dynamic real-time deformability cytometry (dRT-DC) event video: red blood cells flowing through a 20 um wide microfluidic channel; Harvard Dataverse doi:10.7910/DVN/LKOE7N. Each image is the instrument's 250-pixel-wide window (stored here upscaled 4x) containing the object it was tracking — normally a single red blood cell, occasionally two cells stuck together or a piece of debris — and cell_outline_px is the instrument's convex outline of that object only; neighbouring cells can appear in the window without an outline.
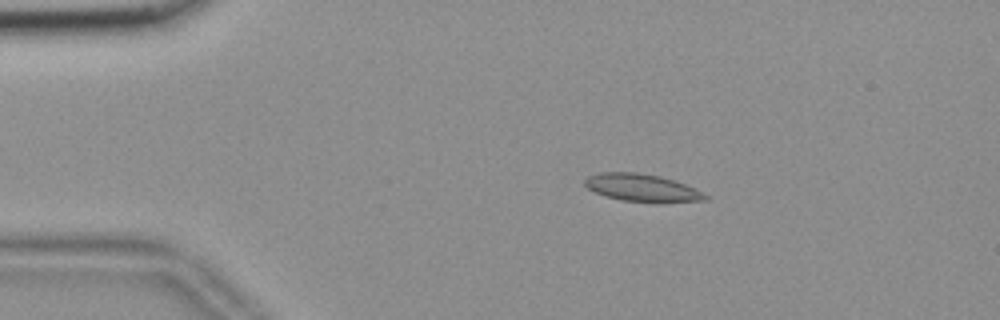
{"species": "common noctule bat (a hibernating species)", "species_latin": "Nyctalus noctula", "temperature_condition": "room temperature", "stored_images_in_passage": 51, "camera_frame_rate_fps": 3000, "um_per_image_px": 0.085, "animal": {"sex": "female", "body_mass_g": 18.4}, "frame": {"image": 1, "passage_image": 6, "time_ms": 1.667, "image_size_px": [1000, 320], "cell_outline_px": [[708, 200], [660, 204], [620, 200], [604, 196], [588, 188], [584, 184], [584, 180], [588, 176], [600, 172], [636, 172], [660, 176], [684, 184], [708, 196]], "centroid_in_image_um": [54.56, 15.99], "position_along_channel_um": 30.4, "area_um2": 19.59}}
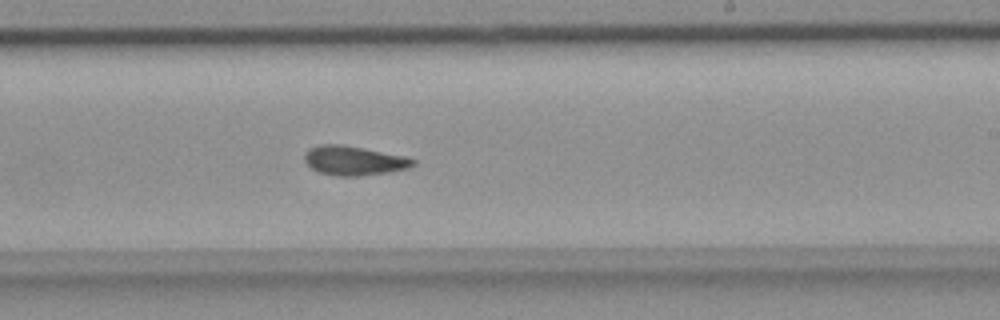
{"frame": {"image": 2, "passage_image": 29, "time_ms": 9.333, "image_size_px": [1000, 320], "cell_outline_px": [[416, 164], [408, 168], [388, 172], [360, 176], [336, 176], [320, 172], [312, 168], [304, 160], [304, 152], [308, 148], [320, 144], [340, 144], [404, 156], [416, 160]], "centroid_in_image_um": [30.06, 13.65], "position_along_channel_um": 258.9, "area_um2": 18.44}}
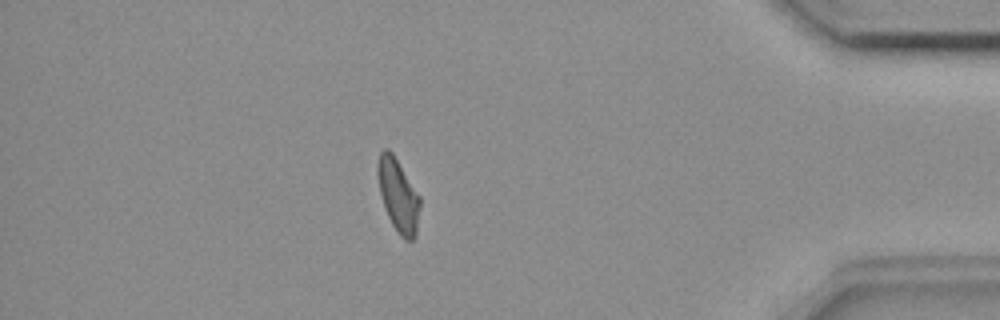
{"frame": {"image": 3, "passage_image": 44, "time_ms": 14.333, "image_size_px": [1000, 320], "cell_outline_px": [[420, 204], [416, 236], [412, 240], [404, 240], [400, 236], [392, 224], [388, 216], [380, 192], [376, 172], [376, 164], [380, 152], [384, 148], [388, 148], [392, 152], [420, 196]], "centroid_in_image_um": [33.84, 16.59], "position_along_channel_um": 401.4, "area_um2": 17.98}, "authors_computed_cell_mechanics": {"area_um2": 18.2648, "velocity_mm_per_s": 3.6617, "shape_relaxation_time_tau1_ms": null, "shape_relaxation_time_tau2_ms": 5.8412, "deformation_change_tau1": null, "deformation_change_tau2": 0.1212}}